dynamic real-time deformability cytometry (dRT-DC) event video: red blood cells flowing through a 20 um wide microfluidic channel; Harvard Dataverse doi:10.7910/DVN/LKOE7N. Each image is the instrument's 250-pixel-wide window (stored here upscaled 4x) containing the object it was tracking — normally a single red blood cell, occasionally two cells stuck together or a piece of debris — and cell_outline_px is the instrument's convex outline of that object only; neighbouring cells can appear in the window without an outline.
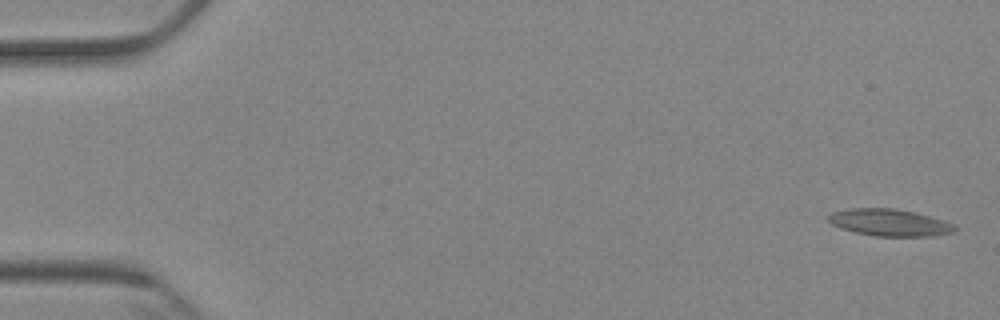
{"species": "Egyptian fruit bat (a non-hibernating species)", "species_latin": "Rousettus aegyptiacus", "temperature_condition": "cold", "stored_images_in_passage": 6, "camera_frame_rate_fps": 3000, "um_per_image_px": 0.085, "animal": {"sex": "female"}, "frame": {"image": 1, "passage_image": 1, "time_ms": 0.0, "image_size_px": [1000, 320], "cell_outline_px": [[956, 228], [952, 232], [932, 236], [876, 236], [856, 232], [840, 228], [832, 224], [828, 220], [828, 216], [832, 212], [848, 208], [896, 208], [944, 220], [952, 224]], "centroid_in_image_um": [75.57, 18.91], "position_along_channel_um": 9.4, "area_um2": 19.65}}